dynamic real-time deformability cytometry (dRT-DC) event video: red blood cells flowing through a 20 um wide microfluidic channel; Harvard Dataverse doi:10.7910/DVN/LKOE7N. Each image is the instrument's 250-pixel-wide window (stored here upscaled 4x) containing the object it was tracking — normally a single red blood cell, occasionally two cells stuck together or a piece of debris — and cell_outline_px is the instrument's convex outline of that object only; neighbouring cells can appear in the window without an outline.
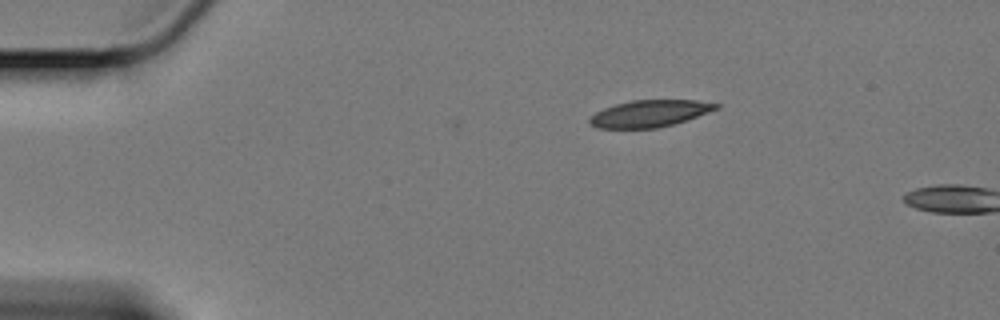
{"species": "Egyptian fruit bat (a non-hibernating species)", "species_latin": "Rousettus aegyptiacus", "temperature_condition": "cold", "stored_images_in_passage": 4, "camera_frame_rate_fps": 3000, "um_per_image_px": 0.085, "animal": {"sex": "female"}, "frame": {"image": 1, "passage_image": 1, "time_ms": 0.0, "image_size_px": [1000, 320], "cell_outline_px": [[720, 108], [672, 124], [656, 128], [596, 128], [588, 124], [588, 120], [596, 112], [604, 108], [616, 104], [632, 100], [696, 100], [720, 104]], "centroid_in_image_um": [55.19, 9.64], "position_along_channel_um": 29.8, "area_um2": 19.59}}